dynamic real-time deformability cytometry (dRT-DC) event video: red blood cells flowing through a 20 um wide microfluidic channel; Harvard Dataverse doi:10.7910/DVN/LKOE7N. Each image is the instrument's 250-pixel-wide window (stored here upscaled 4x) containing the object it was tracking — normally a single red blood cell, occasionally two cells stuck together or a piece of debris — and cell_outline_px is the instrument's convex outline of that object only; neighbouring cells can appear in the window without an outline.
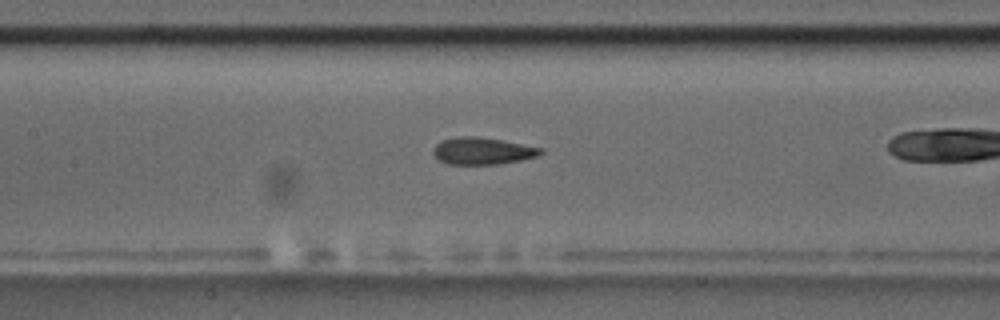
{"species": "common noctule bat (a hibernating species)", "species_latin": "Nyctalus noctula", "temperature_condition": "room temperature", "stored_images_in_passage": 33, "camera_frame_rate_fps": 3000, "um_per_image_px": 0.085, "animal": {"sex": "male", "body_mass_g": 17.5, "forearm_length_mm": 52.3}, "frame": {"image": 1, "passage_image": 15, "time_ms": 4.667, "image_size_px": [1000, 320], "cell_outline_px": [[544, 152], [536, 156], [520, 160], [500, 164], [448, 164], [440, 160], [432, 152], [432, 148], [440, 140], [456, 136], [476, 136], [504, 140], [544, 148]], "centroid_in_image_um": [41.0, 12.81], "position_along_channel_um": 166.4, "area_um2": 17.11}}